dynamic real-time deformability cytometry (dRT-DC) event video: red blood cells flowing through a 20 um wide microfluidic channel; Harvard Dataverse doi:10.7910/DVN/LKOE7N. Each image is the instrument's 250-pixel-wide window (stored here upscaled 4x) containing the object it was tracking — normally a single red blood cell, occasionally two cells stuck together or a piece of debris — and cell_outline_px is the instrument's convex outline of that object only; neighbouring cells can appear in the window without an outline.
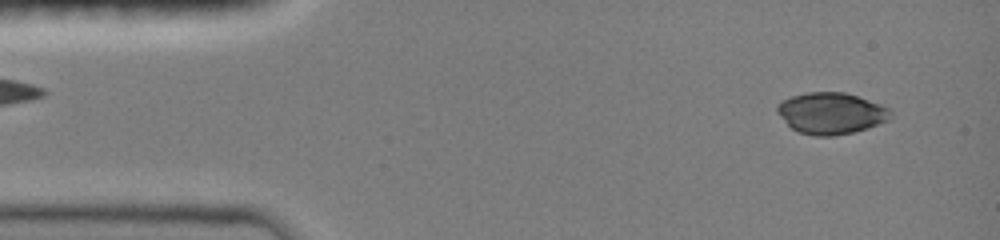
{"species": "common noctule bat (a hibernating species)", "species_latin": "Nyctalus noctula", "temperature_condition": "room temperature", "stored_images_in_passage": 43, "camera_frame_rate_fps": 3000, "um_per_image_px": 0.085, "animal": {"sex": "female", "body_mass_g": 19.0, "forearm_length_mm": 51.5}, "frame": {"image": 1, "passage_image": 6, "time_ms": 1.0, "image_size_px": [1000, 240], "cell_outline_px": [[892, 116], [888, 120], [868, 128], [852, 132], [832, 136], [812, 136], [800, 132], [792, 128], [776, 112], [776, 104], [792, 96], [808, 92], [844, 92], [884, 104], [892, 112]], "centroid_in_image_um": [70.66, 9.62], "position_along_channel_um": 14.3, "area_um2": 27.46}}
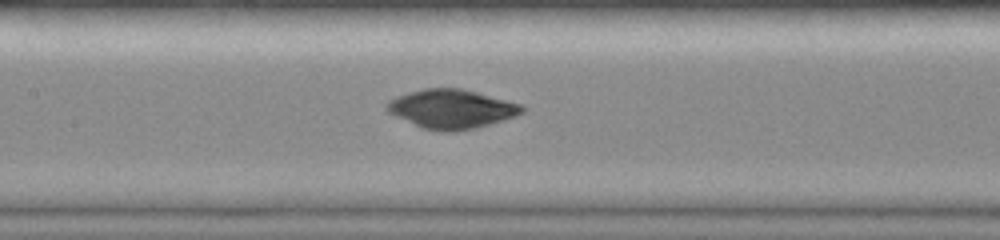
{"frame": {"image": 2, "passage_image": 21, "time_ms": 7.0, "image_size_px": [1000, 240], "cell_outline_px": [[524, 112], [516, 116], [504, 120], [476, 128], [448, 132], [440, 132], [424, 128], [396, 116], [388, 112], [384, 108], [384, 104], [388, 100], [396, 96], [408, 92], [424, 88], [460, 88], [524, 104]], "centroid_in_image_um": [38.38, 9.25], "position_along_channel_um": 169.0, "area_um2": 30.87}}
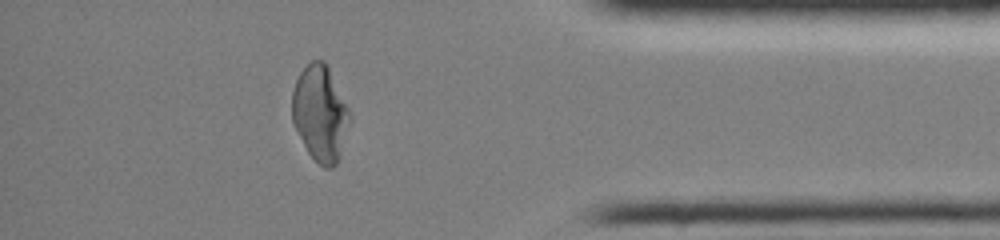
{"frame": {"image": 3, "passage_image": 37, "time_ms": 13.333, "image_size_px": [1000, 240], "cell_outline_px": [[352, 116], [340, 156], [336, 164], [332, 168], [324, 168], [308, 152], [292, 120], [292, 92], [296, 80], [300, 72], [312, 60], [324, 60], [328, 64]], "centroid_in_image_um": [27.24, 9.61], "position_along_channel_um": 408.0, "area_um2": 32.14}}